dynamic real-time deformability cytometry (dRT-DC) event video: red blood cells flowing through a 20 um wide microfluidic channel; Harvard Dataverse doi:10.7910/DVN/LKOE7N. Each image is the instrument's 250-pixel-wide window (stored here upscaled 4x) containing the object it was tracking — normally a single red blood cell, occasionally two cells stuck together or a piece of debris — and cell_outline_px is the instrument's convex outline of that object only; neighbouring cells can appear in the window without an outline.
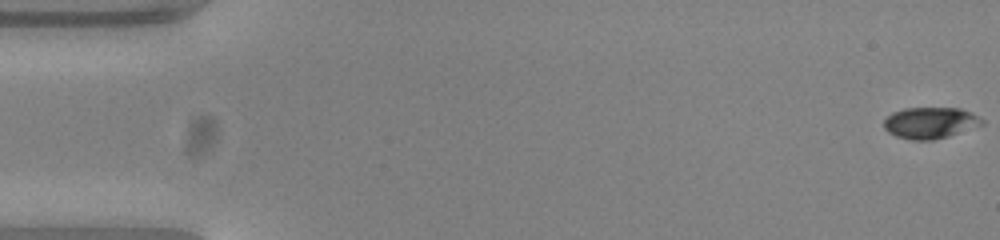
{"species": "common noctule bat (a hibernating species)", "species_latin": "Nyctalus noctula", "temperature_condition": "warm", "stored_images_in_passage": 11, "camera_frame_rate_fps": 3000, "um_per_image_px": 0.085, "animal": {"sex": "female", "body_mass_g": 23.0, "forearm_length_mm": 53.4}, "frame": {"image": 1, "passage_image": 1, "time_ms": 0.0, "image_size_px": [1000, 240], "cell_outline_px": [[984, 124], [948, 136], [932, 140], [912, 140], [896, 136], [888, 132], [884, 128], [884, 120], [892, 112], [904, 108], [960, 108], [972, 112], [980, 116], [984, 120]], "centroid_in_image_um": [79.08, 10.43], "position_along_channel_um": 5.9, "area_um2": 17.98}}